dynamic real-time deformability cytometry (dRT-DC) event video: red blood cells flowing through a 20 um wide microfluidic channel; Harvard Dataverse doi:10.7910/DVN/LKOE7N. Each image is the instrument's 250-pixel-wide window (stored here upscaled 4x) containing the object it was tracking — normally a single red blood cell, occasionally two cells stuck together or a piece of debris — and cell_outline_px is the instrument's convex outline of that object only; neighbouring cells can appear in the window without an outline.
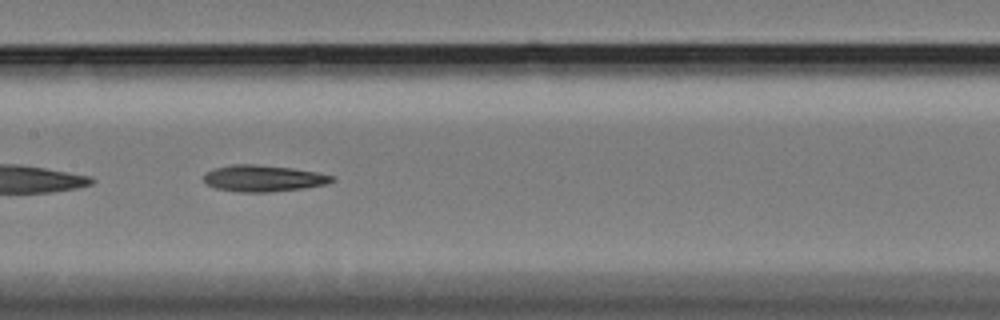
{"species": "Egyptian fruit bat (a non-hibernating species)", "species_latin": "Rousettus aegyptiacus", "temperature_condition": "cold", "stored_images_in_passage": 36, "camera_frame_rate_fps": 3000, "um_per_image_px": 0.085, "animal": {"sex": "female"}, "frame": {"image": 1, "passage_image": 11, "time_ms": 3.333, "image_size_px": [1000, 320], "cell_outline_px": [[336, 180], [328, 184], [304, 188], [268, 192], [236, 192], [216, 188], [208, 184], [204, 180], [204, 172], [212, 168], [232, 164], [256, 164], [292, 168], [316, 172], [336, 176]], "centroid_in_image_um": [22.39, 15.15], "position_along_channel_um": 185.0, "area_um2": 20.0}}
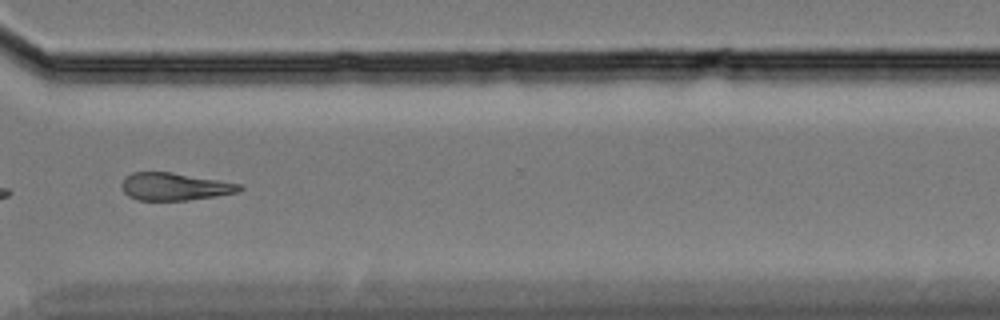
{"frame": {"image": 2, "passage_image": 26, "time_ms": 8.333, "image_size_px": [1000, 320], "cell_outline_px": [[244, 188], [240, 192], [216, 196], [188, 200], [136, 200], [128, 196], [120, 188], [120, 184], [124, 176], [132, 172], [172, 172], [244, 184]], "centroid_in_image_um": [14.85, 15.85], "position_along_channel_um": 355.8, "area_um2": 19.31}, "authors_computed_cell_mechanics": {"area_um2": 19.4497, "velocity_mm_per_s": 3.4219, "shape_relaxation_time_tau1_ms": 3.4063, "shape_relaxation_time_tau2_ms": null, "deformation_change_tau1": 0.1551, "deformation_change_tau2": null}}